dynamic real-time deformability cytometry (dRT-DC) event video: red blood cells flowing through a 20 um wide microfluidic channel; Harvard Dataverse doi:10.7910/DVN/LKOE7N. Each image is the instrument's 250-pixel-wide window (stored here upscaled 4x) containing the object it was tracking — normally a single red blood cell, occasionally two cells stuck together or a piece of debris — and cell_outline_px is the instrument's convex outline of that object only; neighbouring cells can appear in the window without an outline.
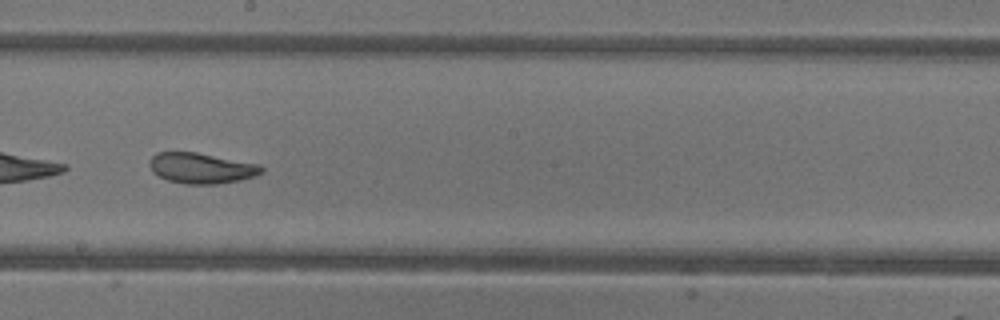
{"species": "common noctule bat (a hibernating species)", "species_latin": "Nyctalus noctula", "temperature_condition": "warm", "stored_images_in_passage": 46, "camera_frame_rate_fps": 3000, "um_per_image_px": 0.085, "animal": {"sex": "female"}, "frame": {"image": 1, "passage_image": 27, "time_ms": 8.667, "image_size_px": [1000, 320], "cell_outline_px": [[264, 172], [256, 176], [240, 180], [216, 184], [184, 184], [168, 180], [152, 172], [148, 164], [152, 156], [156, 152], [196, 152], [260, 164], [264, 168]], "centroid_in_image_um": [17.13, 14.29], "position_along_channel_um": 231.1, "area_um2": 20.11}}
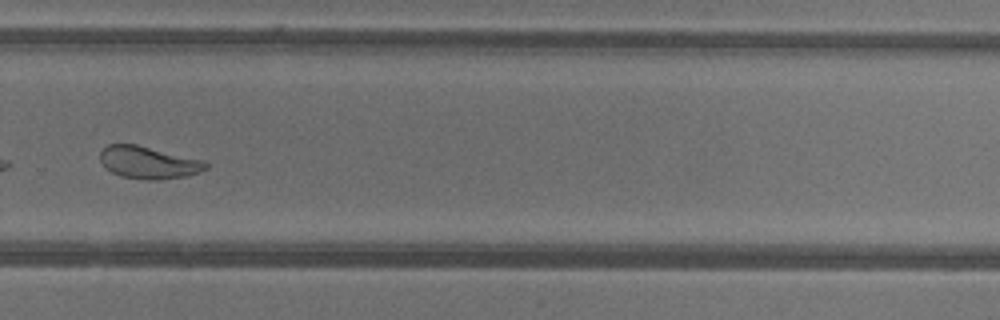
{"frame": {"image": 2, "passage_image": 33, "time_ms": 10.667, "image_size_px": [1000, 320], "cell_outline_px": [[208, 168], [200, 172], [184, 176], [160, 180], [144, 180], [120, 176], [112, 172], [100, 160], [100, 152], [108, 144], [136, 144], [204, 160], [208, 164]], "centroid_in_image_um": [12.64, 13.82], "position_along_channel_um": 317.2, "area_um2": 19.88}, "authors_computed_cell_mechanics": {"area_um2": 23.5535, "velocity_mm_per_s": 4.3331, "shape_relaxation_time_tau1_ms": 6.9681, "shape_relaxation_time_tau2_ms": 2.0464, "deformation_change_tau1": 0.1755, "deformation_change_tau2": 0.0748}}